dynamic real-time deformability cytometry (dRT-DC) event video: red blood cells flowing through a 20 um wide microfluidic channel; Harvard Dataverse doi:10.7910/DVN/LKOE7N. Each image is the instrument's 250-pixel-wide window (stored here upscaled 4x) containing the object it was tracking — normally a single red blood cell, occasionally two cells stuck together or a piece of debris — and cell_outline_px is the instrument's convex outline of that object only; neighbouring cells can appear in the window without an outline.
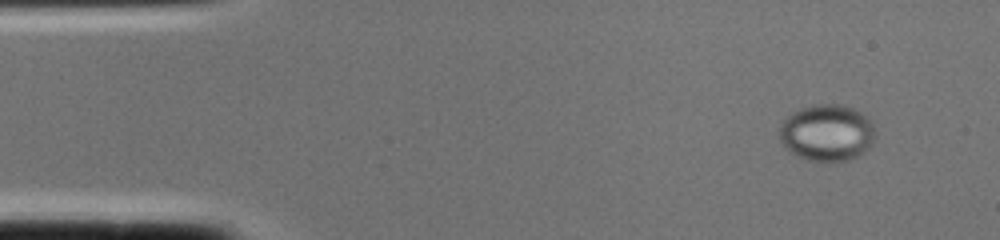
{"species": "common noctule bat (a hibernating species)", "species_latin": "Nyctalus noctula", "temperature_condition": "cold", "stored_images_in_passage": 2, "segment_of_instrument_passage": [2, 2], "camera_frame_rate_fps": 3000, "um_per_image_px": 0.085, "animal": {"sex": "female", "body_mass_g": 22.0, "forearm_length_mm": 56.7}, "frame": {"image": 1, "passage_image": 2, "time_ms": 0.333, "image_size_px": [1000, 240], "cell_outline_px": [[876, 136], [872, 144], [860, 156], [836, 164], [808, 160], [788, 152], [784, 148], [780, 140], [780, 124], [792, 112], [800, 108], [812, 104], [844, 104], [860, 112], [872, 124]], "centroid_in_image_um": [70.28, 11.32], "position_along_channel_um": 14.7, "area_um2": 32.31}}